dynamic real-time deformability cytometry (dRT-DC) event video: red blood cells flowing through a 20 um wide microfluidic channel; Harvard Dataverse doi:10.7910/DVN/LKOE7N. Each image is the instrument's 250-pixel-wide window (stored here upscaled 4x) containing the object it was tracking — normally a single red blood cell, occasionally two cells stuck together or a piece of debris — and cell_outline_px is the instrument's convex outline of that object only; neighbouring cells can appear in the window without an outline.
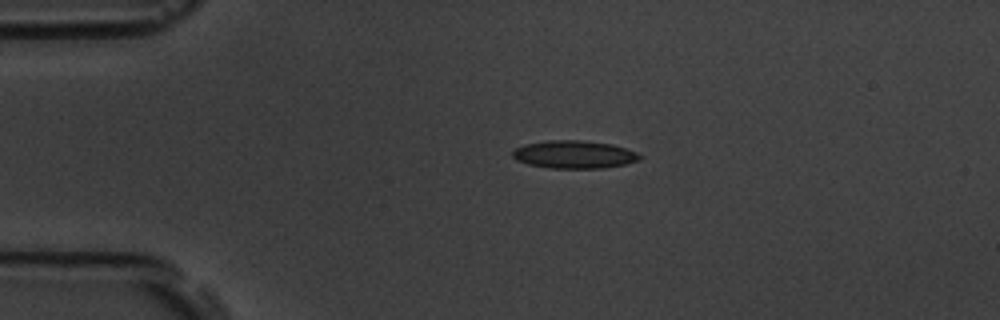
{"species": "common noctule bat (a hibernating species)", "species_latin": "Nyctalus noctula", "temperature_condition": "room temperature", "stored_images_in_passage": 4, "camera_frame_rate_fps": 3000, "um_per_image_px": 0.085, "animal": {"sex": "male", "body_mass_g": 19.5, "forearm_length_mm": 54.6}, "frame": {"image": 1, "passage_image": 3, "time_ms": 0.667, "image_size_px": [1000, 320], "cell_outline_px": [[640, 160], [624, 164], [604, 168], [552, 168], [528, 164], [516, 160], [512, 156], [512, 152], [516, 148], [524, 144], [548, 140], [580, 140], [612, 144], [636, 152], [640, 156]], "centroid_in_image_um": [48.78, 13.13], "position_along_channel_um": 36.2, "area_um2": 20.52}}
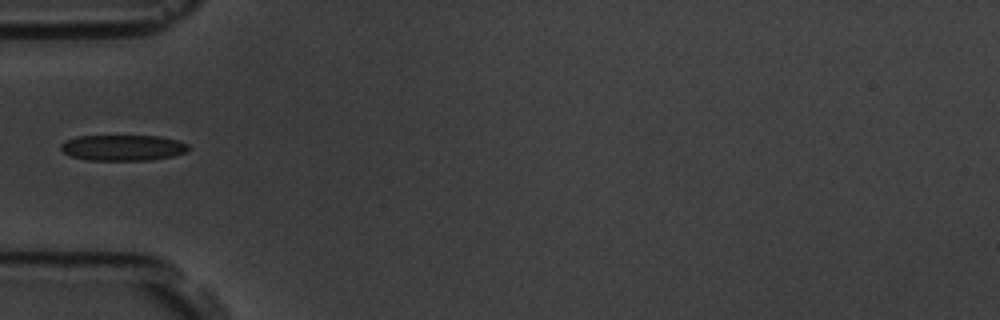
{"frame": {"image": 2, "passage_image": 4, "time_ms": 1.0, "image_size_px": [1000, 320], "cell_outline_px": [[188, 152], [172, 156], [148, 160], [88, 160], [72, 156], [64, 152], [60, 148], [60, 144], [64, 140], [76, 136], [160, 136], [176, 140], [188, 144]], "centroid_in_image_um": [10.43, 12.55], "position_along_channel_um": 74.6, "area_um2": 19.19}}